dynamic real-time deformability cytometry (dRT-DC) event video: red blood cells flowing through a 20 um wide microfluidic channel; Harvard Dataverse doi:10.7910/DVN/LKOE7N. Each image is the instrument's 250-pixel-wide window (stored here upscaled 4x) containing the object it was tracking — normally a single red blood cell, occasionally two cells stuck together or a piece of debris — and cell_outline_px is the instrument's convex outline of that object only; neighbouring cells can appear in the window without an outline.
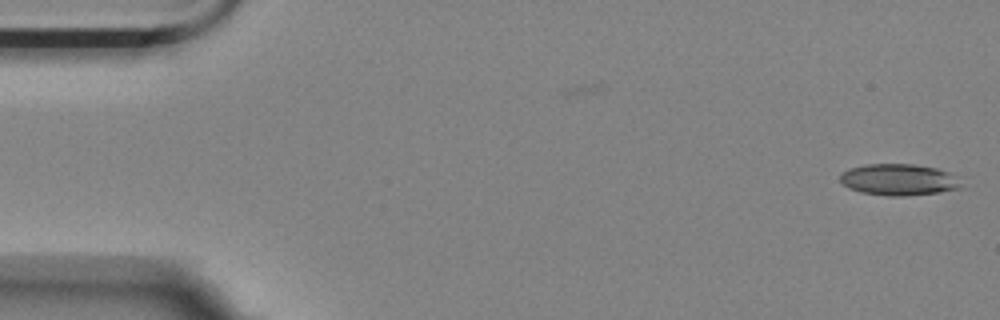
{"species": "Egyptian fruit bat (a non-hibernating species)", "species_latin": "Rousettus aegyptiacus", "temperature_condition": "room temperature", "stored_images_in_passage": 14, "camera_frame_rate_fps": 3000, "um_per_image_px": 0.085, "animal": {"sex": "female"}, "frame": {"image": 1, "passage_image": 1, "time_ms": 0.0, "image_size_px": [1000, 320], "cell_outline_px": [[960, 188], [940, 192], [904, 196], [888, 196], [860, 192], [848, 188], [840, 180], [840, 172], [848, 168], [864, 164], [912, 164], [936, 168], [948, 172], [960, 184]], "centroid_in_image_um": [76.3, 15.27], "position_along_channel_um": 8.7, "area_um2": 22.08}}
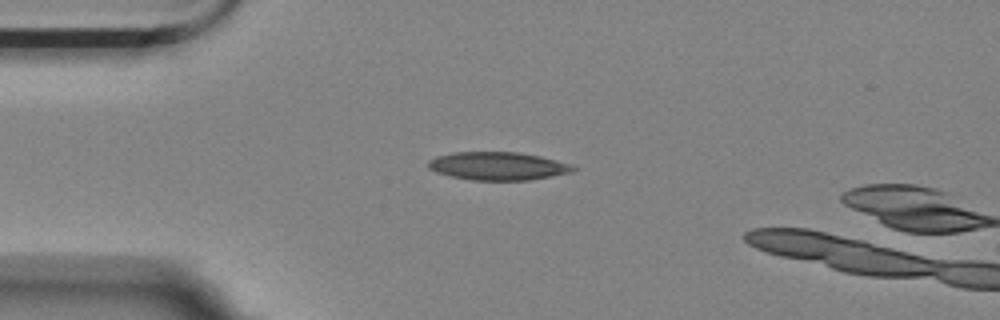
{"frame": {"image": 2, "passage_image": 13, "time_ms": 4.0, "image_size_px": [1000, 320], "cell_outline_px": [[576, 168], [572, 172], [552, 176], [528, 180], [472, 180], [452, 176], [436, 172], [428, 168], [428, 160], [436, 156], [452, 152], [520, 152], [540, 156], [572, 164]], "centroid_in_image_um": [42.32, 14.1], "position_along_channel_um": 42.7, "area_um2": 23.76}}